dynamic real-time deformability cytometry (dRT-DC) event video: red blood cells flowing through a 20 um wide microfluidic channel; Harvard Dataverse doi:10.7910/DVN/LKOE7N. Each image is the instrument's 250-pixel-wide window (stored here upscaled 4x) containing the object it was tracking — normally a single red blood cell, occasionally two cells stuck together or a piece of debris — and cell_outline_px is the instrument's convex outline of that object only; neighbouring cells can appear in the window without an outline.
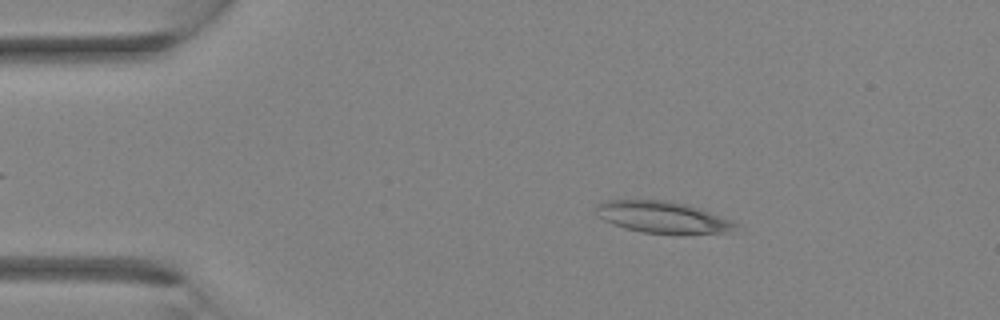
{"species": "Egyptian fruit bat (a non-hibernating species)", "species_latin": "Rousettus aegyptiacus", "temperature_condition": "room temperature", "stored_images_in_passage": 33, "camera_frame_rate_fps": 3000, "um_per_image_px": 0.085, "animal": {"sex": "female"}, "frame": {"image": 1, "passage_image": 5, "time_ms": 1.333, "image_size_px": [1000, 320], "cell_outline_px": [[736, 224], [724, 232], [684, 236], [680, 236], [644, 232], [624, 228], [612, 224], [596, 216], [596, 204], [604, 200], [668, 200], [688, 204], [700, 208], [732, 220]], "centroid_in_image_um": [56.28, 18.48], "position_along_channel_um": 28.7, "area_um2": 26.24}}
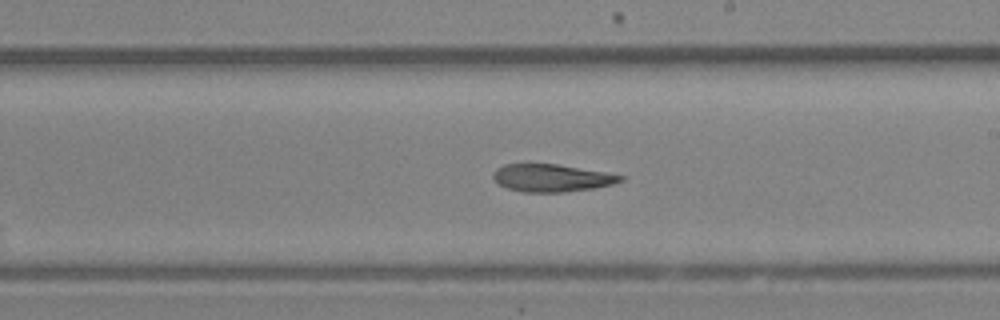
{"frame": {"image": 2, "passage_image": 19, "time_ms": 6.0, "image_size_px": [1000, 320], "cell_outline_px": [[624, 180], [612, 184], [596, 188], [564, 192], [524, 192], [508, 188], [500, 184], [492, 176], [492, 172], [496, 168], [504, 164], [556, 164], [604, 172], [624, 176]], "centroid_in_image_um": [46.88, 15.12], "position_along_channel_um": 242.1, "area_um2": 20.29}}
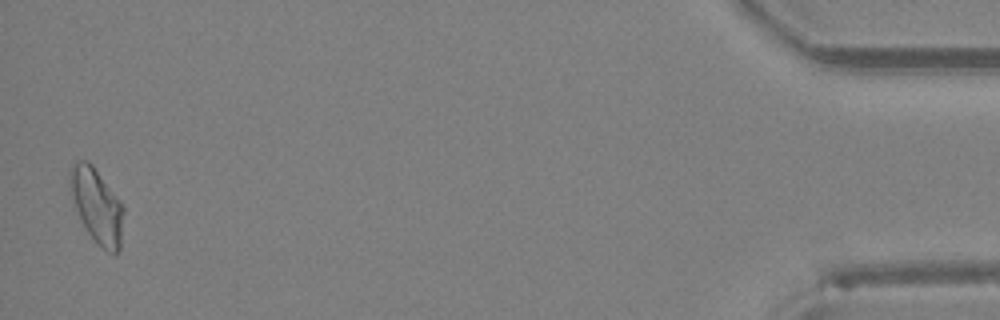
{"frame": {"image": 3, "passage_image": 33, "time_ms": 10.667, "image_size_px": [1000, 320], "cell_outline_px": [[124, 212], [120, 248], [116, 256], [112, 256], [88, 232], [76, 208], [68, 184], [68, 172], [76, 160], [88, 160], [92, 164], [120, 200], [124, 208]], "centroid_in_image_um": [8.24, 17.46], "position_along_channel_um": 427.0, "area_um2": 23.18}}